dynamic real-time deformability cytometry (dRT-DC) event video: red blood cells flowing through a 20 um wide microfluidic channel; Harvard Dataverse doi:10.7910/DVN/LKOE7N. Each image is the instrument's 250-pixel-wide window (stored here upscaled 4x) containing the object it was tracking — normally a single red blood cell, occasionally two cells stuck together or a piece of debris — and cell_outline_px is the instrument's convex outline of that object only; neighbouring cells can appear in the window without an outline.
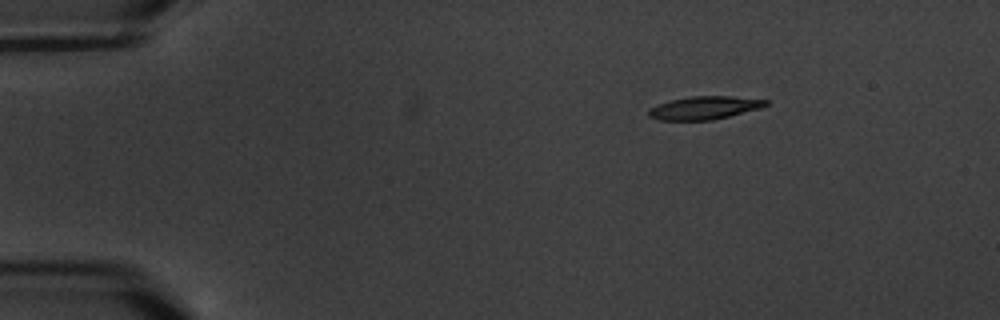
{"species": "common noctule bat (a hibernating species)", "species_latin": "Nyctalus noctula", "temperature_condition": "warm", "stored_images_in_passage": 4, "camera_frame_rate_fps": 3000, "um_per_image_px": 0.085, "animal": {"sex": "male", "body_mass_g": 20.1, "forearm_length_mm": 53.5}, "frame": {"image": 1, "passage_image": 1, "time_ms": 0.0, "image_size_px": [1000, 320], "cell_outline_px": [[768, 104], [760, 108], [712, 120], [660, 120], [648, 116], [648, 108], [672, 100], [692, 96], [732, 96], [768, 100]], "centroid_in_image_um": [59.86, 9.16], "position_along_channel_um": 25.1, "area_um2": 15.55}}
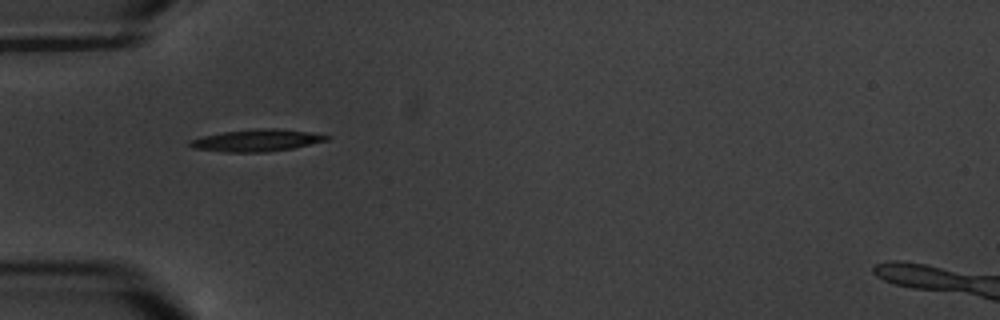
{"frame": {"image": 2, "passage_image": 3, "time_ms": 3.333, "image_size_px": [1000, 320], "cell_outline_px": [[332, 136], [328, 140], [292, 148], [268, 152], [224, 152], [192, 148], [188, 144], [188, 140], [204, 136], [224, 132], [256, 128], [276, 128], [312, 132]], "centroid_in_image_um": [21.83, 11.93], "position_along_channel_um": 63.2, "area_um2": 17.63}}